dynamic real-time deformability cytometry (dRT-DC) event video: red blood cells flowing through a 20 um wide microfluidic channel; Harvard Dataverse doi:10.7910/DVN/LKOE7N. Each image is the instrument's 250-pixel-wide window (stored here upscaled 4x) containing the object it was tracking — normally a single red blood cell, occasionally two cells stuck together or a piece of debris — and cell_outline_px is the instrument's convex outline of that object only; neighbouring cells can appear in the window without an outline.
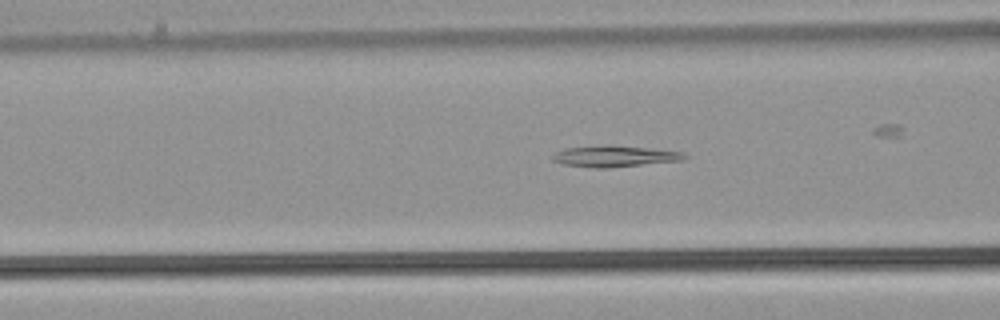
{"species": "common noctule bat (a hibernating species)", "species_latin": "Nyctalus noctula", "temperature_condition": "warm", "stored_images_in_passage": 29, "camera_frame_rate_fps": 3000, "um_per_image_px": 0.085, "animal": {"sex": "male", "body_mass_g": 21.5, "forearm_length_mm": 52.0}, "frame": {"image": 1, "passage_image": 5, "time_ms": 1.333, "image_size_px": [1000, 320], "cell_outline_px": [[688, 156], [684, 160], [608, 168], [592, 168], [564, 164], [552, 160], [552, 156], [556, 152], [564, 148], [608, 144], [648, 148], [684, 152]], "centroid_in_image_um": [52.24, 13.27], "position_along_channel_um": 114.4, "area_um2": 16.47}}
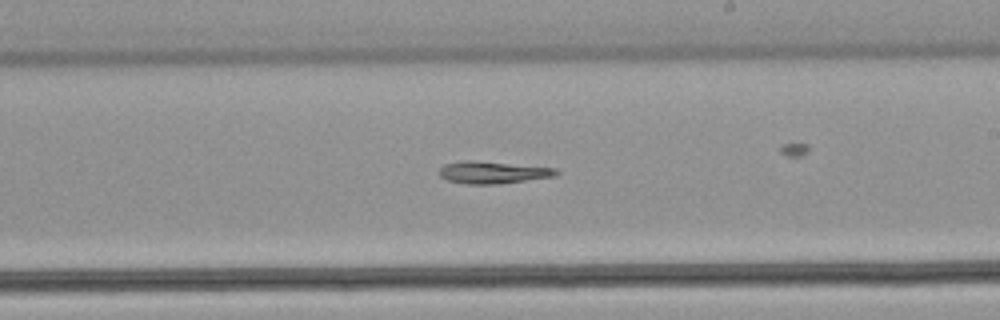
{"frame": {"image": 2, "passage_image": 15, "time_ms": 4.667, "image_size_px": [1000, 320], "cell_outline_px": [[560, 172], [556, 176], [496, 184], [464, 184], [448, 180], [440, 176], [436, 172], [444, 164], [464, 160], [468, 160], [556, 168]], "centroid_in_image_um": [41.84, 14.66], "position_along_channel_um": 247.2, "area_um2": 15.03}}
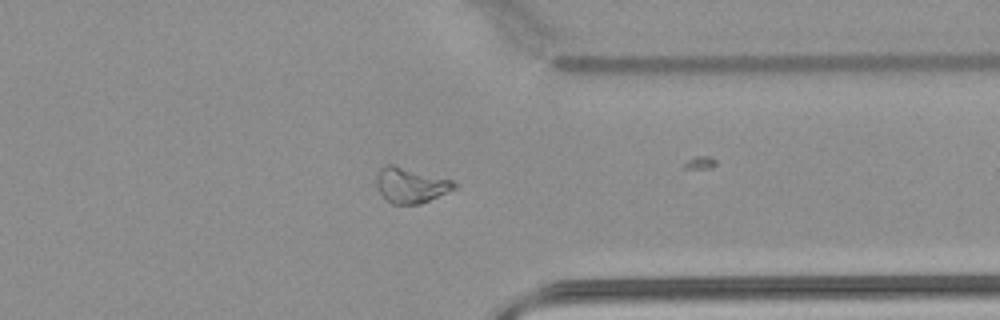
{"frame": {"image": 3, "passage_image": 25, "time_ms": 8.0, "image_size_px": [1000, 320], "cell_outline_px": [[460, 184], [456, 188], [420, 204], [392, 204], [380, 192], [376, 184], [376, 176], [388, 164], [396, 164], [452, 180]], "centroid_in_image_um": [34.95, 15.73], "position_along_channel_um": 376.4, "area_um2": 15.9}}